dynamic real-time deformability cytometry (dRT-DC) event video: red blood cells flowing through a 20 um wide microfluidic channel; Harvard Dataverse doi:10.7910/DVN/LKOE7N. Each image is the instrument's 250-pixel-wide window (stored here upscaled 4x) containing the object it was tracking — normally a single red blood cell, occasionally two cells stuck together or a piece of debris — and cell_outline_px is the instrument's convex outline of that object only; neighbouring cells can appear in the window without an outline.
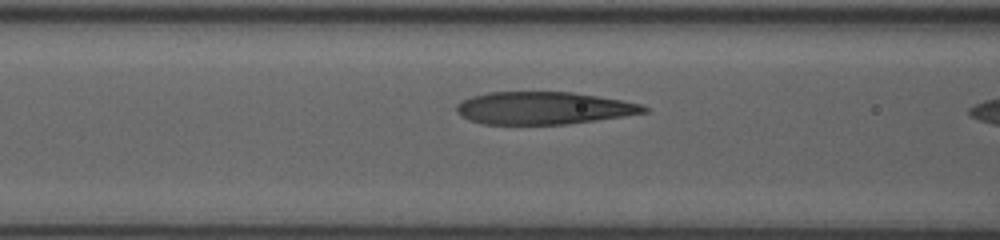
{"species": "human", "species_latin": "Homo sapiens", "temperature_condition": "room temperature", "stored_images_in_passage": 7, "camera_frame_rate_fps": 3000, "um_per_image_px": 0.085, "donor": {"sex": "female"}, "frame": {"image": 1, "passage_image": 5, "time_ms": 1.333, "image_size_px": [1000, 240], "cell_outline_px": [[648, 112], [624, 116], [596, 120], [564, 124], [484, 124], [472, 120], [456, 112], [456, 104], [472, 96], [488, 92], [572, 92], [620, 100], [640, 104], [648, 108]], "centroid_in_image_um": [46.19, 9.18], "position_along_channel_um": 120.4, "area_um2": 35.08}}